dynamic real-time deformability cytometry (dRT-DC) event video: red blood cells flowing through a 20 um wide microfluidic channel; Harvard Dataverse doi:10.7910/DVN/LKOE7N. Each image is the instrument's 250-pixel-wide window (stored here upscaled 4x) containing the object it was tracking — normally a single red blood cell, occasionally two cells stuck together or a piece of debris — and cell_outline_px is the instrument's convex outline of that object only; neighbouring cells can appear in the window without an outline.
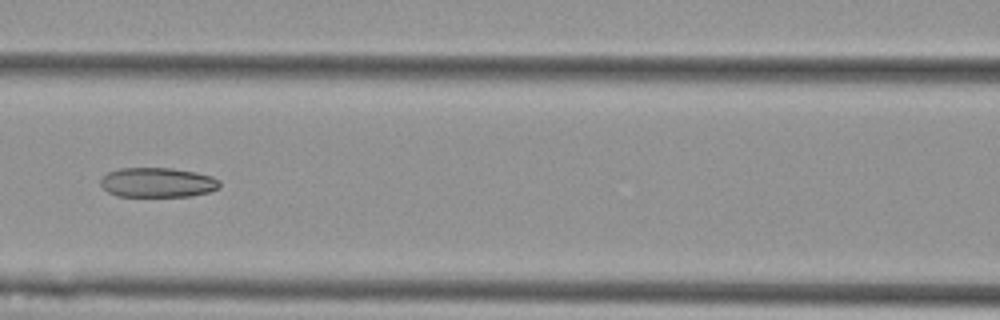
{"species": "Egyptian fruit bat (a non-hibernating species)", "species_latin": "Rousettus aegyptiacus", "temperature_condition": "cold", "stored_images_in_passage": 15, "camera_frame_rate_fps": 3000, "um_per_image_px": 0.085, "animal": {"sex": "female"}, "frame": {"image": 1, "passage_image": 7, "time_ms": 2.0, "image_size_px": [1000, 320], "cell_outline_px": [[220, 188], [208, 192], [192, 196], [116, 196], [108, 192], [100, 184], [100, 180], [108, 172], [120, 168], [172, 168], [196, 172], [212, 176], [220, 180]], "centroid_in_image_um": [13.41, 15.51], "position_along_channel_um": 153.2, "area_um2": 20.69}}
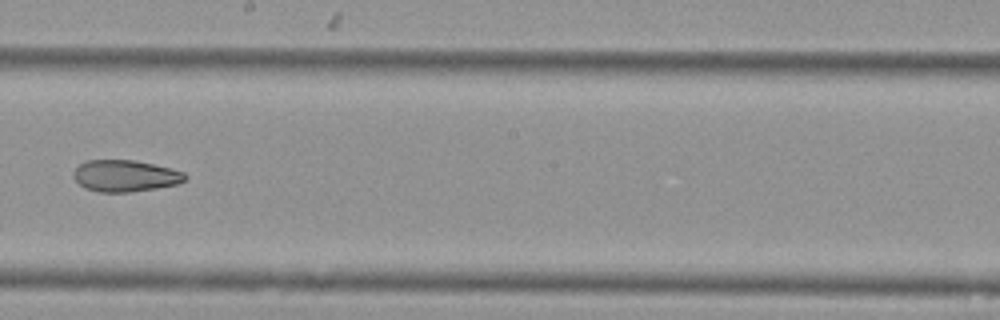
{"frame": {"image": 2, "passage_image": 9, "time_ms": 2.667, "image_size_px": [1000, 320], "cell_outline_px": [[188, 176], [180, 184], [156, 188], [128, 192], [96, 192], [84, 188], [72, 176], [72, 172], [80, 164], [88, 160], [136, 160], [172, 168], [184, 172]], "centroid_in_image_um": [10.65, 14.95], "position_along_channel_um": 237.5, "area_um2": 20.75}}
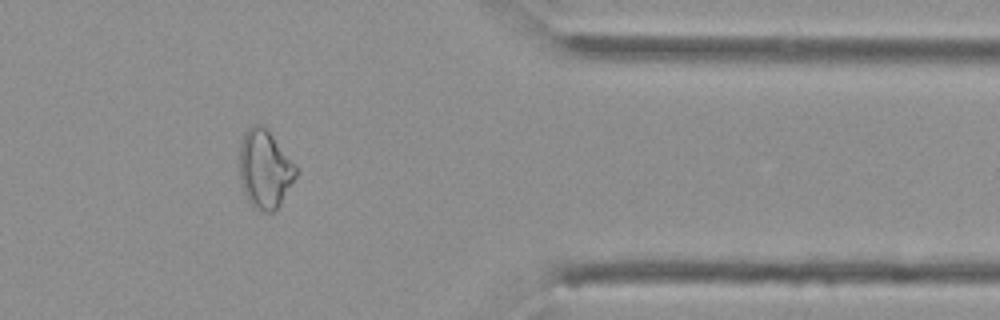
{"frame": {"image": 3, "passage_image": 13, "time_ms": 4.0, "image_size_px": [1000, 320], "cell_outline_px": [[296, 176], [292, 184], [280, 204], [272, 212], [264, 212], [252, 208], [244, 192], [240, 180], [240, 144], [248, 128], [252, 124], [264, 124], [296, 164]], "centroid_in_image_um": [22.51, 14.36], "position_along_channel_um": 388.9, "area_um2": 25.89}}